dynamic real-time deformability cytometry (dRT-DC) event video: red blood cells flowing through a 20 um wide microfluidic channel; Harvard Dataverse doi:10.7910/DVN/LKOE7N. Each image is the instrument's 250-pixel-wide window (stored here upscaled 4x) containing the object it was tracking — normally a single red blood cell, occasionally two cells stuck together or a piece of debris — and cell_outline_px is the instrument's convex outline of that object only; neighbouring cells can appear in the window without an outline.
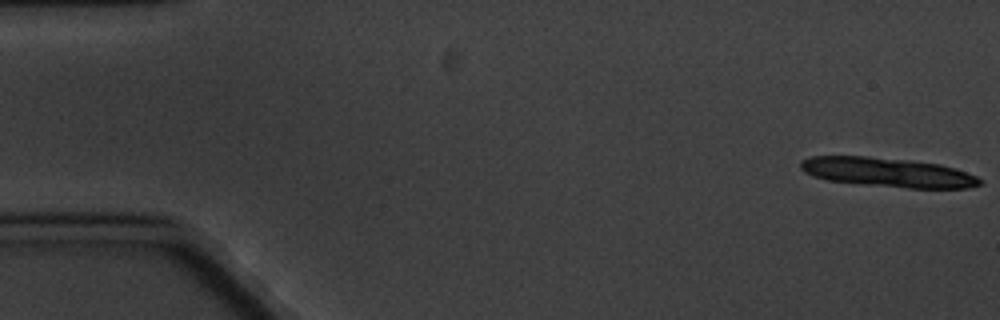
{"species": "common noctule bat (a hibernating species)", "species_latin": "Nyctalus noctula", "temperature_condition": "cold", "stored_images_in_passage": 7, "segment_of_instrument_passage": [1, 2], "camera_frame_rate_fps": 3000, "um_per_image_px": 0.085, "animal": {"sex": "male", "body_mass_g": 20.1, "forearm_length_mm": 53.5}, "frame": {"image": 1, "passage_image": 1, "time_ms": 0.0, "image_size_px": [1000, 320], "cell_outline_px": [[984, 184], [968, 188], [908, 188], [864, 184], [828, 180], [812, 176], [804, 172], [800, 168], [800, 160], [812, 156], [868, 156], [912, 160], [940, 164], [956, 168], [976, 176], [984, 180]], "centroid_in_image_um": [75.49, 14.64], "position_along_channel_um": 9.5, "area_um2": 30.87}}